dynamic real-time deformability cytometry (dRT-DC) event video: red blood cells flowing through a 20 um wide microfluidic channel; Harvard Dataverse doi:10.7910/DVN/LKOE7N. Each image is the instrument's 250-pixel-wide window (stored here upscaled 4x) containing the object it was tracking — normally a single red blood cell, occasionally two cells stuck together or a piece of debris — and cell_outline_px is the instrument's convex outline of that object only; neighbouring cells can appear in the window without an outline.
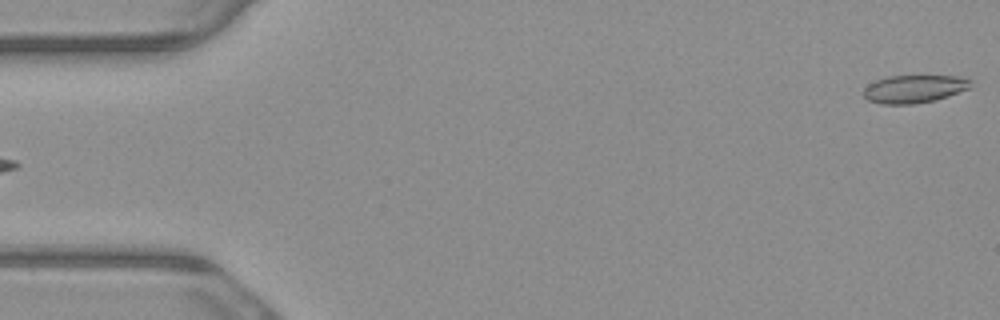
{"species": "common noctule bat (a hibernating species)", "species_latin": "Nyctalus noctula", "temperature_condition": "warm", "stored_images_in_passage": 5, "segment_of_instrument_passage": [2, 2], "camera_frame_rate_fps": 3000, "um_per_image_px": 0.085, "animal": {"sex": "male", "body_mass_g": 23.1, "forearm_length_mm": 52.7}, "frame": {"image": 1, "passage_image": 5, "time_ms": 1.333, "image_size_px": [1000, 320], "cell_outline_px": [[972, 88], [948, 96], [932, 100], [912, 104], [880, 104], [868, 100], [864, 96], [864, 88], [868, 84], [876, 80], [888, 76], [960, 76], [972, 80]], "centroid_in_image_um": [77.73, 7.55], "position_along_channel_um": 7.3, "area_um2": 17.46}}